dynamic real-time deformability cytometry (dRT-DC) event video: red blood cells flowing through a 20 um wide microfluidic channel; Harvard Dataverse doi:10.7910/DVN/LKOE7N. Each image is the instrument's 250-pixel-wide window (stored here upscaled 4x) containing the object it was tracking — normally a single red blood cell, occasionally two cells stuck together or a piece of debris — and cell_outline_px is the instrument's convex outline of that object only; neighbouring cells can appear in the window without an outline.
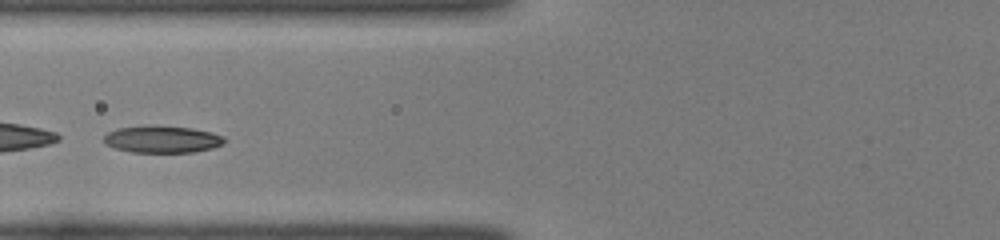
{"species": "common noctule bat (a hibernating species)", "species_latin": "Nyctalus noctula", "temperature_condition": "room temperature", "stored_images_in_passage": 17, "camera_frame_rate_fps": 3000, "um_per_image_px": 0.085, "animal": {"sex": "female", "body_mass_g": 22.0, "forearm_length_mm": 56.7}, "frame": {"image": 1, "passage_image": 10, "time_ms": 3.0, "image_size_px": [1000, 240], "cell_outline_px": [[228, 140], [224, 144], [212, 148], [192, 152], [132, 152], [116, 148], [104, 144], [104, 136], [108, 132], [116, 128], [144, 124], [148, 124], [192, 128], [212, 132], [224, 136]], "centroid_in_image_um": [13.79, 11.81], "position_along_channel_um": 112.0, "area_um2": 19.42}}
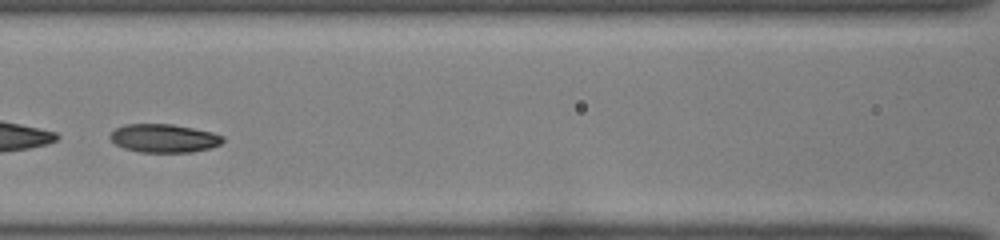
{"frame": {"image": 2, "passage_image": 13, "time_ms": 4.0, "image_size_px": [1000, 240], "cell_outline_px": [[224, 140], [220, 144], [212, 148], [192, 152], [140, 152], [124, 148], [116, 144], [108, 136], [116, 128], [124, 124], [172, 124], [212, 132], [224, 136]], "centroid_in_image_um": [13.95, 11.75], "position_along_channel_um": 152.7, "area_um2": 18.67}}
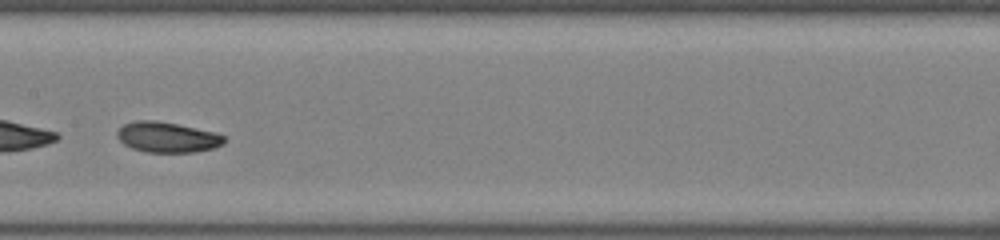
{"frame": {"image": 3, "passage_image": 16, "time_ms": 5.0, "image_size_px": [1000, 240], "cell_outline_px": [[224, 144], [212, 148], [196, 152], [144, 152], [132, 148], [124, 144], [116, 136], [116, 132], [124, 124], [136, 120], [156, 120], [216, 132], [224, 136]], "centroid_in_image_um": [14.2, 11.66], "position_along_channel_um": 193.2, "area_um2": 18.96}}